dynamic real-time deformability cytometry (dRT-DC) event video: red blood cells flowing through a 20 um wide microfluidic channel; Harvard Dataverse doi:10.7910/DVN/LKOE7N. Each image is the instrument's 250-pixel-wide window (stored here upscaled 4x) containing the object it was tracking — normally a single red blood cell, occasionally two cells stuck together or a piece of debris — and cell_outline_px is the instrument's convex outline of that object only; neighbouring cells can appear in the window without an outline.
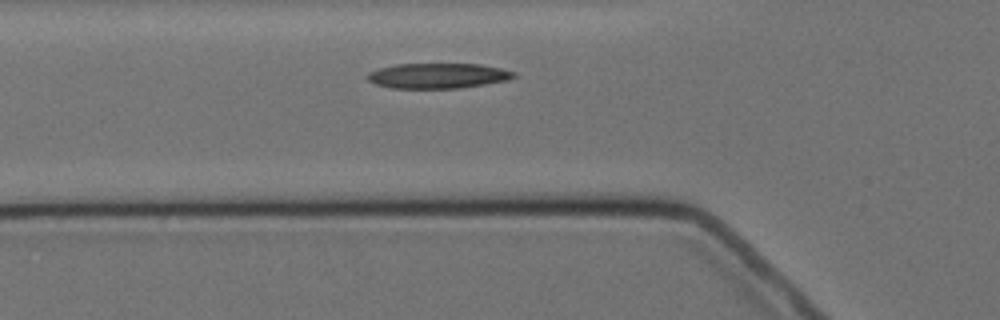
{"species": "Egyptian fruit bat (a non-hibernating species)", "species_latin": "Rousettus aegyptiacus", "temperature_condition": "cold", "stored_images_in_passage": 6, "camera_frame_rate_fps": 3000, "um_per_image_px": 0.085, "animal": {"sex": "female"}, "frame": {"image": 1, "passage_image": 6, "time_ms": 7.0, "image_size_px": [1000, 320], "cell_outline_px": [[516, 76], [508, 80], [460, 88], [392, 88], [376, 84], [368, 80], [364, 76], [368, 72], [380, 68], [396, 64], [480, 64], [500, 68], [516, 72]], "centroid_in_image_um": [37.2, 6.44], "position_along_channel_um": 88.6, "area_um2": 21.5}}